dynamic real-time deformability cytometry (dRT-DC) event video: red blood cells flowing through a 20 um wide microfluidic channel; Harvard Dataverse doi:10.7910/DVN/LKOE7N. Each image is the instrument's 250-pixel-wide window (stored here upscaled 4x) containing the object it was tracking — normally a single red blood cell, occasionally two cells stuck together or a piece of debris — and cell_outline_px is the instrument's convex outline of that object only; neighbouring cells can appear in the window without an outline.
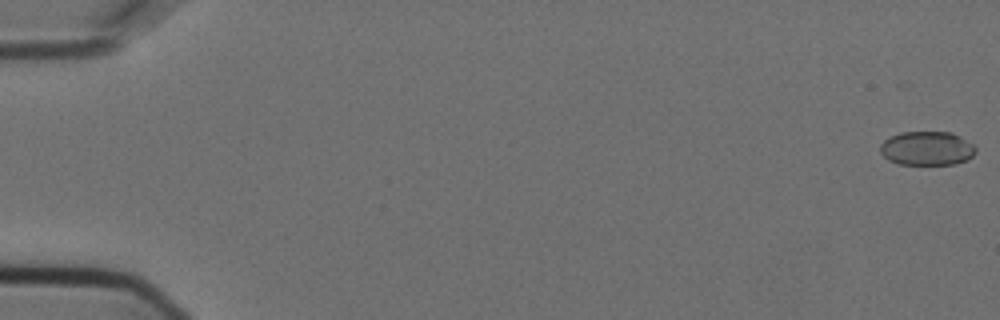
{"species": "Egyptian fruit bat (a non-hibernating species)", "species_latin": "Rousettus aegyptiacus", "temperature_condition": "cold", "stored_images_in_passage": 6, "camera_frame_rate_fps": 3000, "um_per_image_px": 0.085, "animal": {"sex": "female"}, "frame": {"image": 1, "passage_image": 1, "time_ms": 0.0, "image_size_px": [1000, 320], "cell_outline_px": [[976, 152], [968, 160], [956, 164], [900, 164], [888, 160], [880, 152], [880, 144], [884, 140], [900, 132], [952, 132], [960, 136], [972, 144], [976, 148]], "centroid_in_image_um": [78.8, 12.61], "position_along_channel_um": 6.2, "area_um2": 18.96}}
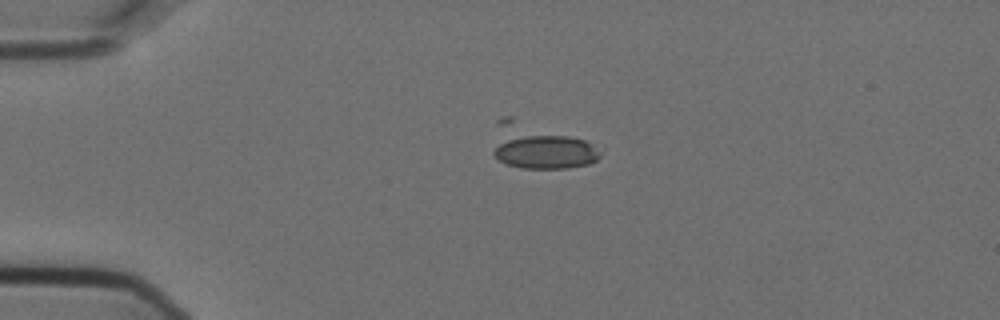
{"frame": {"image": 2, "passage_image": 4, "time_ms": 1.0, "image_size_px": [1000, 320], "cell_outline_px": [[600, 156], [596, 160], [588, 164], [568, 168], [520, 168], [508, 164], [500, 160], [492, 152], [508, 136], [568, 136], [584, 140], [600, 152]], "centroid_in_image_um": [46.4, 12.92], "position_along_channel_um": 38.6, "area_um2": 20.52}}